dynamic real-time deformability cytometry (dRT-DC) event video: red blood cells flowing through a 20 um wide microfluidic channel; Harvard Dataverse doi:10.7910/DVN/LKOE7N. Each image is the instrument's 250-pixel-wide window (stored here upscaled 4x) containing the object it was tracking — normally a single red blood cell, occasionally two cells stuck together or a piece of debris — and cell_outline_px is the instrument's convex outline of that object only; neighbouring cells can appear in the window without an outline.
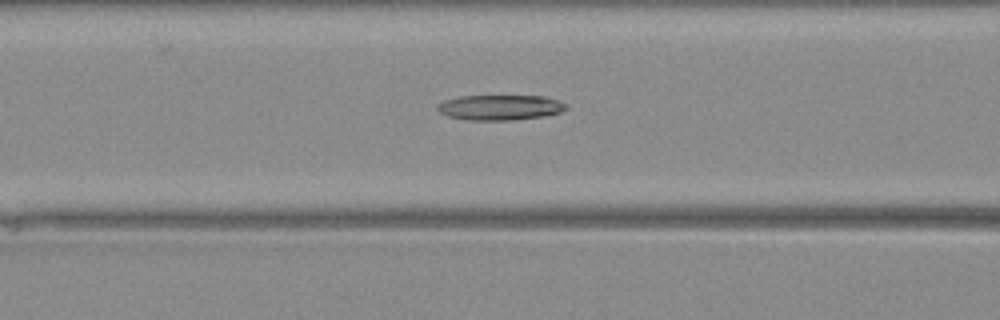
{"species": "Egyptian fruit bat (a non-hibernating species)", "species_latin": "Rousettus aegyptiacus", "temperature_condition": "warm", "stored_images_in_passage": 33, "camera_frame_rate_fps": 3000, "um_per_image_px": 0.085, "animal": {"sex": "female"}, "frame": {"image": 1, "passage_image": 12, "time_ms": 3.667, "image_size_px": [1000, 320], "cell_outline_px": [[568, 108], [560, 112], [544, 116], [508, 120], [468, 120], [448, 116], [440, 112], [436, 108], [436, 104], [444, 100], [460, 96], [544, 96], [568, 104]], "centroid_in_image_um": [42.49, 9.13], "position_along_channel_um": 124.1, "area_um2": 18.9}}
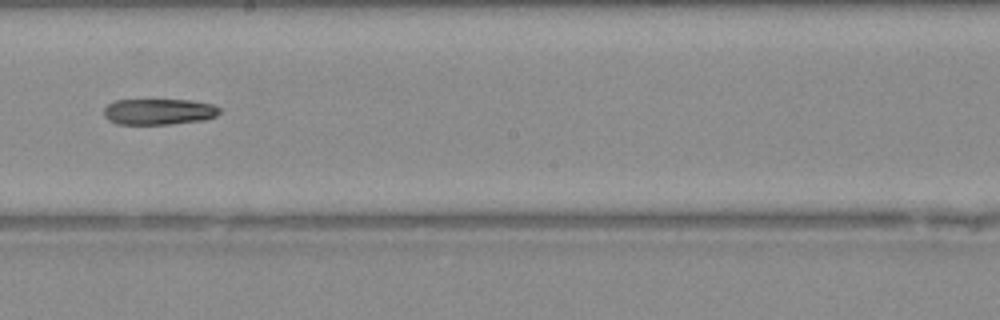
{"frame": {"image": 2, "passage_image": 19, "time_ms": 6.0, "image_size_px": [1000, 320], "cell_outline_px": [[220, 112], [216, 116], [204, 120], [168, 124], [116, 124], [108, 120], [104, 116], [104, 108], [108, 104], [116, 100], [192, 100], [212, 104], [220, 108]], "centroid_in_image_um": [13.49, 9.49], "position_along_channel_um": 234.7, "area_um2": 17.57}}
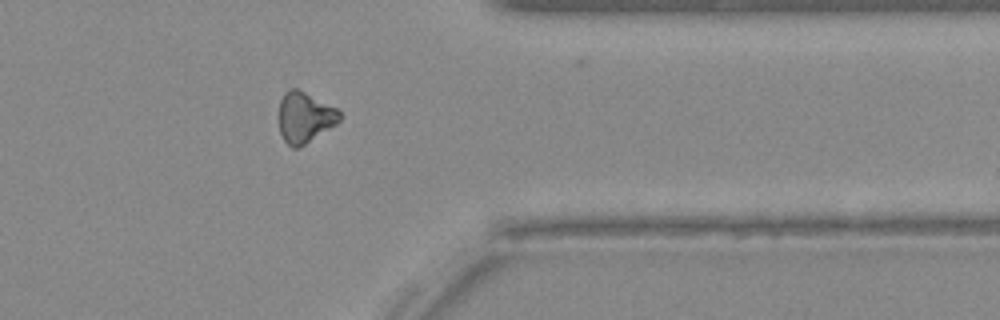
{"frame": {"image": 3, "passage_image": 29, "time_ms": 9.333, "image_size_px": [1000, 320], "cell_outline_px": [[340, 120], [336, 124], [304, 144], [296, 148], [292, 148], [284, 140], [280, 132], [280, 100], [284, 92], [288, 88], [296, 88], [336, 108], [340, 112]], "centroid_in_image_um": [25.88, 9.96], "position_along_channel_um": 385.5, "area_um2": 17.51}}